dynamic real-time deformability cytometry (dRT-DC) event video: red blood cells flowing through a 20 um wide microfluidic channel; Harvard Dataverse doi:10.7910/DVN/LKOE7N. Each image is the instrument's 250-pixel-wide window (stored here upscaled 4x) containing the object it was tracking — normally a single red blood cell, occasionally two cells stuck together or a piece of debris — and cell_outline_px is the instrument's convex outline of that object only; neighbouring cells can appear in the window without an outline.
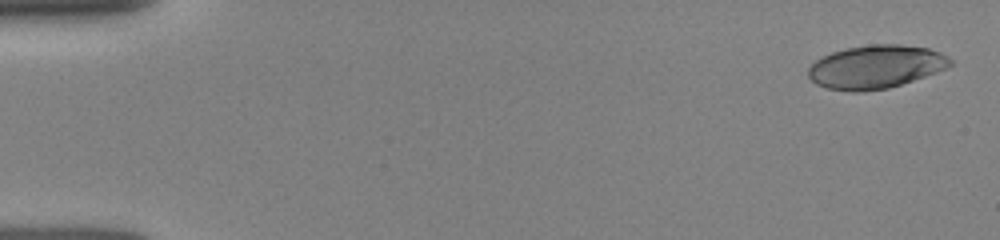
{"species": "human", "species_latin": "Homo sapiens", "temperature_condition": "room temperature", "stored_images_in_passage": 18, "camera_frame_rate_fps": 3000, "um_per_image_px": 0.085, "donor": {"sex": "female"}, "frame": {"image": 1, "passage_image": 1, "time_ms": 0.0, "image_size_px": [1000, 240], "cell_outline_px": [[952, 64], [948, 68], [888, 88], [860, 92], [852, 92], [828, 88], [816, 84], [808, 76], [808, 68], [816, 60], [832, 52], [848, 48], [872, 44], [900, 44], [928, 48], [940, 52], [948, 56], [952, 60]], "centroid_in_image_um": [74.45, 5.68], "position_along_channel_um": 10.6, "area_um2": 35.66}}
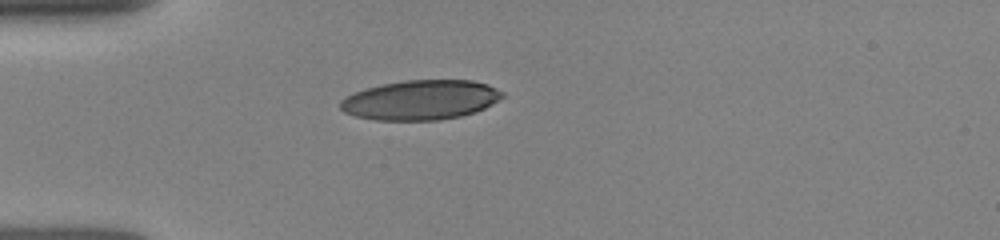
{"frame": {"image": 2, "passage_image": 14, "time_ms": 4.0, "image_size_px": [1000, 240], "cell_outline_px": [[504, 96], [492, 104], [476, 112], [460, 116], [440, 120], [376, 120], [356, 116], [344, 112], [340, 108], [340, 100], [364, 88], [404, 80], [472, 80], [488, 84], [504, 92]], "centroid_in_image_um": [35.78, 8.49], "position_along_channel_um": 49.2, "area_um2": 37.45}}